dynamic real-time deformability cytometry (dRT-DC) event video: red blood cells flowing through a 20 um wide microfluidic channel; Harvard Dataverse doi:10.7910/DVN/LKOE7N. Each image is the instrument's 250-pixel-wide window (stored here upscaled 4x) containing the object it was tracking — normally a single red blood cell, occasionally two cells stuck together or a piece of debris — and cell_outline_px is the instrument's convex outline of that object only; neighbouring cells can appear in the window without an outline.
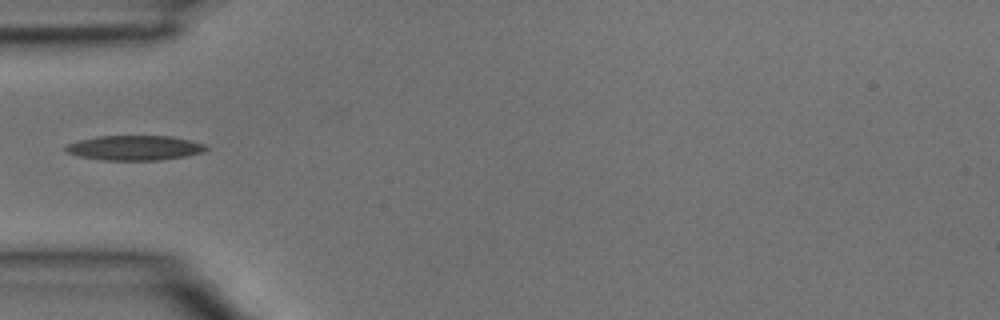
{"species": "common noctule bat (a hibernating species)", "species_latin": "Nyctalus noctula", "temperature_condition": "room temperature", "stored_images_in_passage": 1, "camera_frame_rate_fps": 3000, "um_per_image_px": 0.085, "animal": {"sex": "male", "body_mass_g": 15.6}, "frame": {"image": 1, "passage_image": 1, "time_ms": 0.0, "image_size_px": [1000, 320], "cell_outline_px": [[208, 148], [204, 152], [184, 156], [160, 160], [104, 160], [80, 156], [64, 152], [64, 148], [68, 144], [80, 140], [96, 136], [172, 136], [204, 144]], "centroid_in_image_um": [11.42, 12.57], "position_along_channel_um": 73.6, "area_um2": 20.17}}